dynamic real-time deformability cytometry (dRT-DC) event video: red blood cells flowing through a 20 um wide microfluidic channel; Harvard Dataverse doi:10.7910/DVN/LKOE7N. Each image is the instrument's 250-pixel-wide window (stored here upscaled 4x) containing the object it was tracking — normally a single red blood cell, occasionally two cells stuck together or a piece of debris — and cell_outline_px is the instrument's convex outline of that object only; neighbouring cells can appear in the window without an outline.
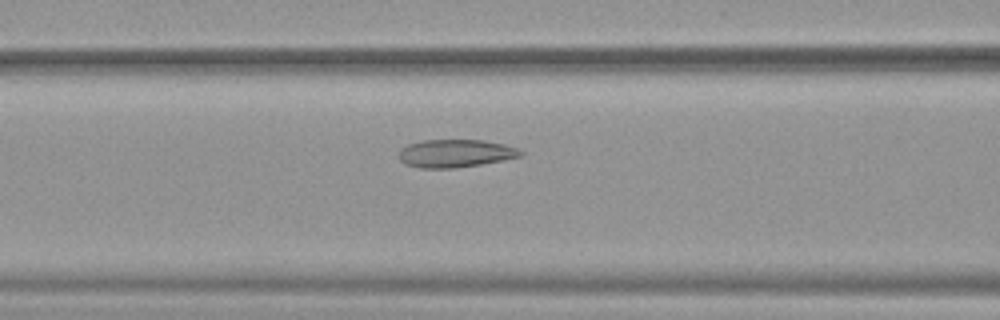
{"species": "common noctule bat (a hibernating species)", "species_latin": "Nyctalus noctula", "temperature_condition": "warm", "stored_images_in_passage": 34, "camera_frame_rate_fps": 3000, "um_per_image_px": 0.085, "animal": {"sex": "female", "body_mass_g": 19.9}, "frame": {"image": 1, "passage_image": 13, "time_ms": 4.0, "image_size_px": [1000, 320], "cell_outline_px": [[524, 152], [520, 156], [504, 160], [456, 168], [420, 168], [404, 164], [400, 160], [400, 148], [408, 144], [424, 140], [484, 140], [504, 144], [516, 148]], "centroid_in_image_um": [38.69, 13.04], "position_along_channel_um": 127.9, "area_um2": 19.77}}
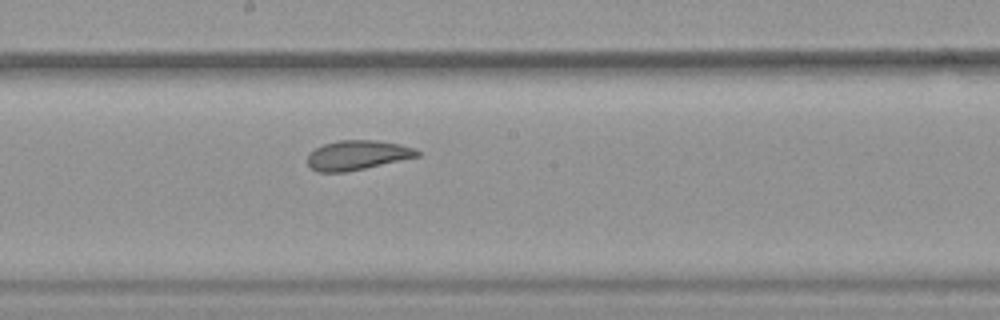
{"frame": {"image": 2, "passage_image": 20, "time_ms": 6.333, "image_size_px": [1000, 320], "cell_outline_px": [[420, 156], [364, 168], [344, 172], [316, 172], [308, 164], [308, 152], [324, 144], [340, 140], [376, 140], [400, 144], [412, 148], [420, 152]], "centroid_in_image_um": [30.35, 13.18], "position_along_channel_um": 217.9, "area_um2": 18.73}}
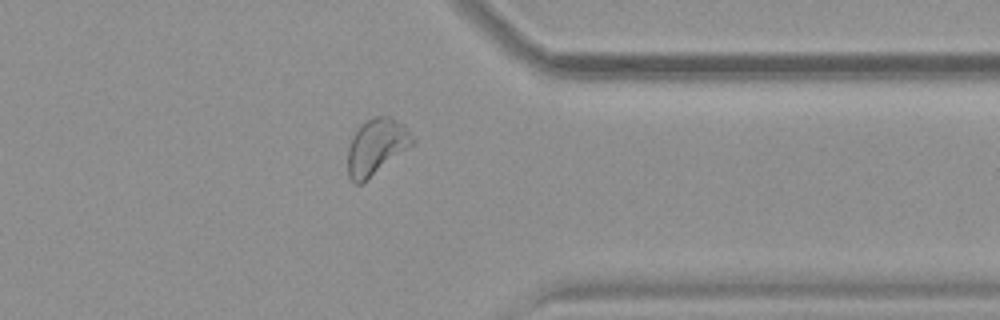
{"frame": {"image": 3, "passage_image": 33, "time_ms": 10.667, "image_size_px": [1000, 320], "cell_outline_px": [[416, 144], [360, 184], [352, 184], [348, 176], [348, 144], [352, 136], [368, 120], [376, 116], [392, 116], [404, 124], [416, 140]], "centroid_in_image_um": [32.03, 12.48], "position_along_channel_um": 379.4, "area_um2": 21.27}}